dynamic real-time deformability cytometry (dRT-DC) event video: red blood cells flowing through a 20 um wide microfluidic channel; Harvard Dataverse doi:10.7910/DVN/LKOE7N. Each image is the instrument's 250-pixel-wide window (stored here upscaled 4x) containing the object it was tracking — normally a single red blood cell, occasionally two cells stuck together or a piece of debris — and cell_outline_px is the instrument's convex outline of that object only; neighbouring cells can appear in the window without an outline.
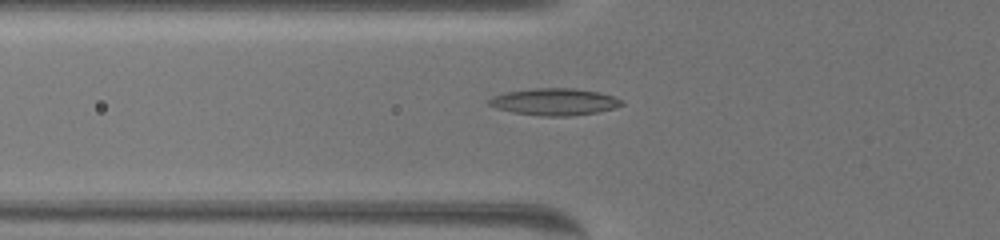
{"species": "common noctule bat (a hibernating species)", "species_latin": "Nyctalus noctula", "temperature_condition": "warm", "stored_images_in_passage": 42, "camera_frame_rate_fps": 3000, "um_per_image_px": 0.085, "animal": {"sex": "female", "body_mass_g": 19.5, "forearm_length_mm": 54.1}, "frame": {"image": 1, "passage_image": 3, "time_ms": 0.667, "image_size_px": [1000, 240], "cell_outline_px": [[624, 104], [616, 108], [596, 112], [568, 116], [540, 116], [512, 112], [496, 108], [488, 104], [488, 100], [492, 96], [504, 92], [532, 88], [576, 88], [600, 92], [612, 96], [620, 100]], "centroid_in_image_um": [47.1, 8.64], "position_along_channel_um": 78.7, "area_um2": 20.92}}
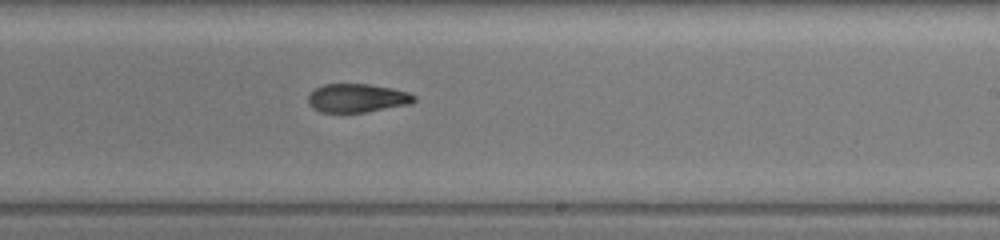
{"frame": {"image": 2, "passage_image": 19, "time_ms": 6.0, "image_size_px": [1000, 240], "cell_outline_px": [[416, 100], [412, 104], [364, 112], [320, 112], [312, 108], [308, 104], [308, 96], [316, 88], [324, 84], [368, 84], [392, 88], [408, 92], [416, 96]], "centroid_in_image_um": [30.37, 8.34], "position_along_channel_um": 258.6, "area_um2": 17.69}}
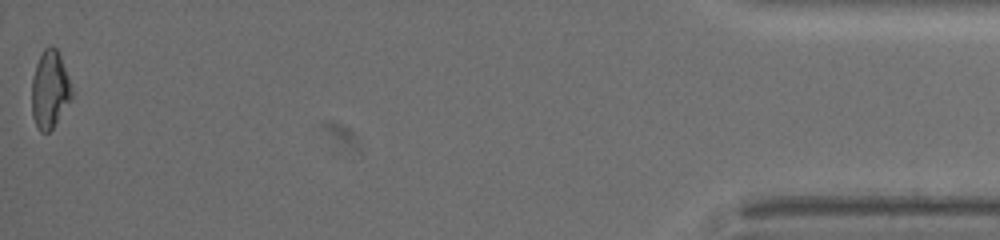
{"frame": {"image": 3, "passage_image": 42, "time_ms": 13.667, "image_size_px": [1000, 240], "cell_outline_px": [[72, 96], [52, 128], [48, 132], [40, 132], [36, 128], [32, 116], [32, 80], [36, 64], [44, 48], [52, 44], [56, 48], [60, 56], [68, 76], [72, 88]], "centroid_in_image_um": [4.21, 7.61], "position_along_channel_um": 431.0, "area_um2": 17.86}, "authors_computed_cell_mechanics": {"area_um2": 17.8891, "velocity_mm_per_s": 3.3667, "shape_relaxation_time_tau1_ms": null, "shape_relaxation_time_tau2_ms": 4.2426, "deformation_change_tau1": null, "deformation_change_tau2": 0.1121}}